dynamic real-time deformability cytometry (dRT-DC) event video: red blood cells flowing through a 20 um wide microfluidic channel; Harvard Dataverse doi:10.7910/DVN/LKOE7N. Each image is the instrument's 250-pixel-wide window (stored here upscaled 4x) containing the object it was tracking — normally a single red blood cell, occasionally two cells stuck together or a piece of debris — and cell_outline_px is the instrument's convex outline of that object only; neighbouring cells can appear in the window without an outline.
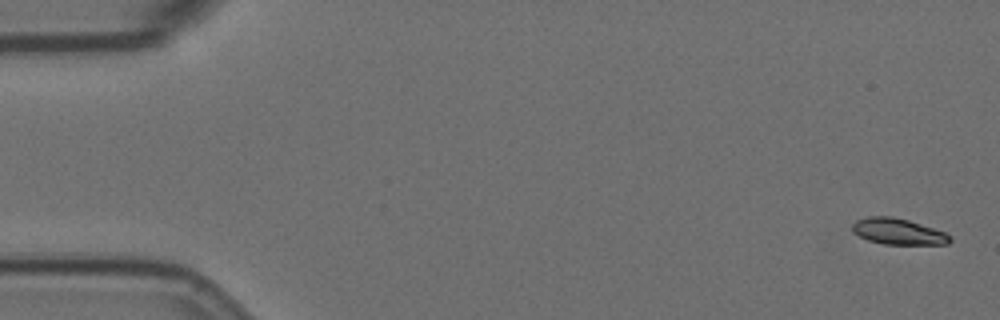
{"species": "Egyptian fruit bat (a non-hibernating species)", "species_latin": "Rousettus aegyptiacus", "temperature_condition": "room temperature", "stored_images_in_passage": 10, "camera_frame_rate_fps": 3000, "um_per_image_px": 0.085, "animal": {"sex": "female"}, "frame": {"image": 1, "passage_image": 1, "time_ms": 0.0, "image_size_px": [1000, 320], "cell_outline_px": [[952, 240], [948, 244], [884, 244], [868, 240], [852, 232], [852, 224], [856, 220], [868, 216], [892, 216], [908, 220], [944, 232], [952, 236]], "centroid_in_image_um": [76.32, 19.67], "position_along_channel_um": 8.7, "area_um2": 14.8}}
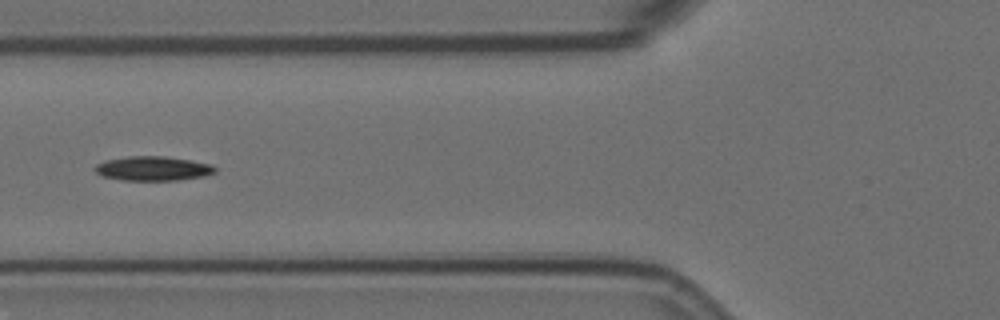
{"frame": {"image": 2, "passage_image": 6, "time_ms": 6.667, "image_size_px": [1000, 320], "cell_outline_px": [[216, 172], [204, 176], [176, 180], [120, 180], [100, 176], [92, 168], [96, 164], [104, 160], [128, 156], [164, 156], [212, 164], [216, 168]], "centroid_in_image_um": [12.94, 14.32], "position_along_channel_um": 112.9, "area_um2": 17.17}}
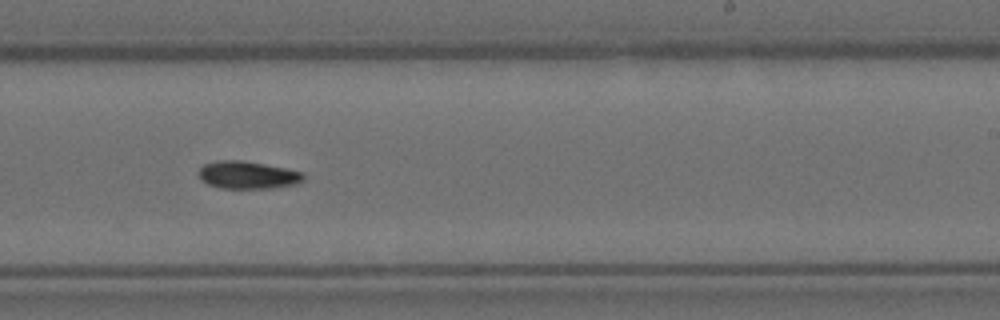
{"frame": {"image": 3, "passage_image": 10, "time_ms": 11.0, "image_size_px": [1000, 320], "cell_outline_px": [[304, 180], [296, 184], [272, 188], [220, 188], [208, 184], [200, 180], [196, 172], [204, 164], [216, 160], [240, 160], [264, 164], [304, 172]], "centroid_in_image_um": [21.01, 14.87], "position_along_channel_um": 268.0, "area_um2": 16.99}}